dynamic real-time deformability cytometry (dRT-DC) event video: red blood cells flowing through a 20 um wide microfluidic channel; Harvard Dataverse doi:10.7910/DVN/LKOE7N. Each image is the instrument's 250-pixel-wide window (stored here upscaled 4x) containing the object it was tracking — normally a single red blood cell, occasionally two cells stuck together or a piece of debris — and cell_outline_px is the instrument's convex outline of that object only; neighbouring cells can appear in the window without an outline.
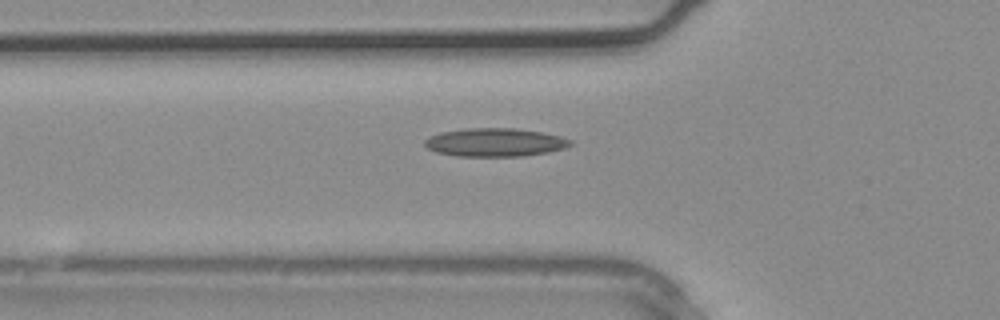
{"species": "common noctule bat (a hibernating species)", "species_latin": "Nyctalus noctula", "temperature_condition": "warm", "stored_images_in_passage": 3, "camera_frame_rate_fps": 3000, "um_per_image_px": 0.085, "animal": {"sex": "male", "body_mass_g": 20.4}, "frame": {"image": 1, "passage_image": 3, "time_ms": 0.667, "image_size_px": [1000, 320], "cell_outline_px": [[572, 144], [564, 148], [548, 152], [524, 156], [456, 156], [436, 152], [428, 148], [424, 144], [424, 140], [440, 132], [468, 128], [512, 128], [544, 132], [560, 136], [572, 140]], "centroid_in_image_um": [42.09, 12.1], "position_along_channel_um": 83.7, "area_um2": 24.04}}